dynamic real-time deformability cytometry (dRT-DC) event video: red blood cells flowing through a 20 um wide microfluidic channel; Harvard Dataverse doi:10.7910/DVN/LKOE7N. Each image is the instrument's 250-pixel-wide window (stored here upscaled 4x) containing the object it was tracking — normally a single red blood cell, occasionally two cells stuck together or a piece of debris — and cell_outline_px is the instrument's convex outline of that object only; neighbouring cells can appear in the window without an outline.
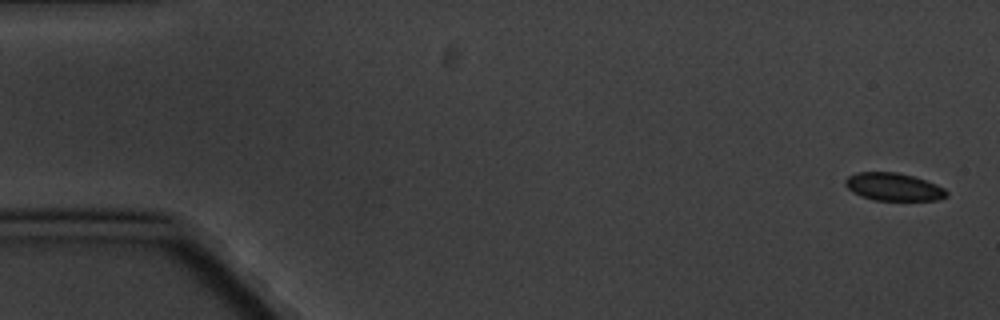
{"species": "common noctule bat (a hibernating species)", "species_latin": "Nyctalus noctula", "temperature_condition": "cold", "stored_images_in_passage": 8, "camera_frame_rate_fps": 3000, "um_per_image_px": 0.085, "animal": {"sex": "male", "body_mass_g": 20.1, "forearm_length_mm": 53.5}, "frame": {"image": 1, "passage_image": 1, "time_ms": 0.0, "image_size_px": [1000, 320], "cell_outline_px": [[948, 196], [940, 200], [872, 200], [860, 196], [852, 192], [844, 184], [844, 180], [848, 176], [856, 172], [896, 172], [912, 176], [936, 184], [944, 188], [948, 192]], "centroid_in_image_um": [75.93, 15.89], "position_along_channel_um": 9.1, "area_um2": 16.47}}
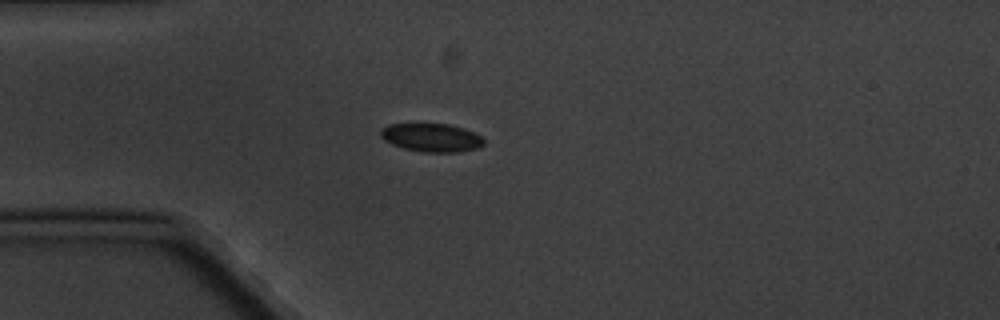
{"frame": {"image": 2, "passage_image": 5, "time_ms": 4.667, "image_size_px": [1000, 320], "cell_outline_px": [[484, 144], [480, 148], [456, 152], [424, 152], [404, 148], [392, 144], [384, 140], [380, 136], [380, 132], [388, 124], [448, 124], [464, 128], [480, 136], [484, 140]], "centroid_in_image_um": [36.69, 11.7], "position_along_channel_um": 48.3, "area_um2": 16.94}}